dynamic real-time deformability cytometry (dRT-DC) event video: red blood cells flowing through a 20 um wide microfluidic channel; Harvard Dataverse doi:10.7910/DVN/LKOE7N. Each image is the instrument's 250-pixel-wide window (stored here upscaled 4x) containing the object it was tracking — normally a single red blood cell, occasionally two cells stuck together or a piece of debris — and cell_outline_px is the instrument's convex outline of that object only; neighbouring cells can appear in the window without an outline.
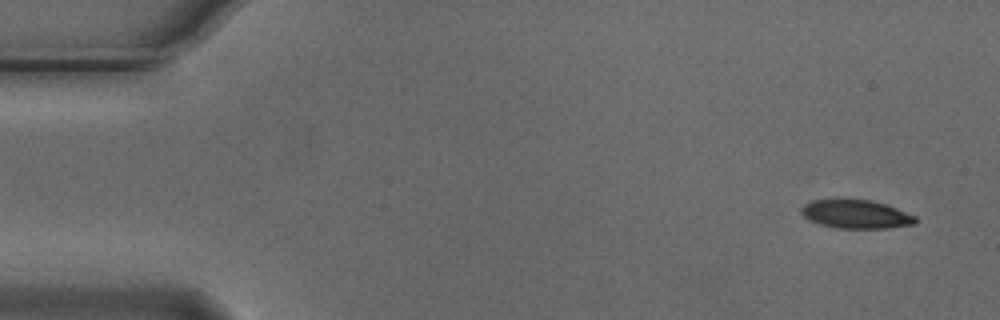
{"species": "Egyptian fruit bat (a non-hibernating species)", "species_latin": "Rousettus aegyptiacus", "temperature_condition": "cold", "stored_images_in_passage": 3, "camera_frame_rate_fps": 3000, "um_per_image_px": 0.085, "animal": {"sex": "male"}, "frame": {"image": 1, "passage_image": 1, "time_ms": 0.0, "image_size_px": [1000, 320], "cell_outline_px": [[916, 224], [888, 228], [836, 228], [820, 224], [808, 220], [800, 212], [800, 208], [804, 204], [812, 200], [836, 196], [872, 200], [896, 208], [916, 216]], "centroid_in_image_um": [72.68, 18.16], "position_along_channel_um": 12.3, "area_um2": 19.77}}